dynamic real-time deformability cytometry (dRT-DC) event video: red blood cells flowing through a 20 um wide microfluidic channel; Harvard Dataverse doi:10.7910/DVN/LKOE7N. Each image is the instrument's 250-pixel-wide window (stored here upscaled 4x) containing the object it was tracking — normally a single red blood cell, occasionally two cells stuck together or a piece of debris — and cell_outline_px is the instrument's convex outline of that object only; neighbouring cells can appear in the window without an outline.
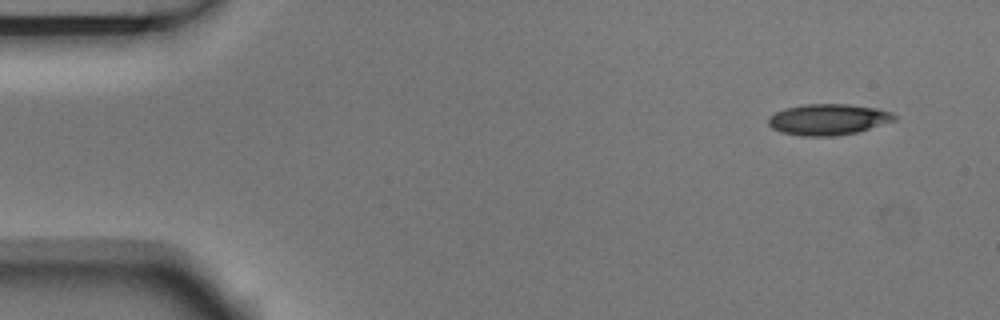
{"species": "Egyptian fruit bat (a non-hibernating species)", "species_latin": "Rousettus aegyptiacus", "temperature_condition": "room temperature", "stored_images_in_passage": 4, "camera_frame_rate_fps": 3000, "um_per_image_px": 0.085, "animal": {"sex": "male"}, "frame": {"image": 1, "passage_image": 1, "time_ms": 0.0, "image_size_px": [1000, 320], "cell_outline_px": [[896, 120], [856, 132], [836, 136], [800, 136], [780, 132], [772, 128], [768, 124], [768, 116], [784, 108], [804, 104], [848, 104], [876, 108], [892, 112], [896, 116]], "centroid_in_image_um": [70.36, 10.15], "position_along_channel_um": 14.6, "area_um2": 22.89}}